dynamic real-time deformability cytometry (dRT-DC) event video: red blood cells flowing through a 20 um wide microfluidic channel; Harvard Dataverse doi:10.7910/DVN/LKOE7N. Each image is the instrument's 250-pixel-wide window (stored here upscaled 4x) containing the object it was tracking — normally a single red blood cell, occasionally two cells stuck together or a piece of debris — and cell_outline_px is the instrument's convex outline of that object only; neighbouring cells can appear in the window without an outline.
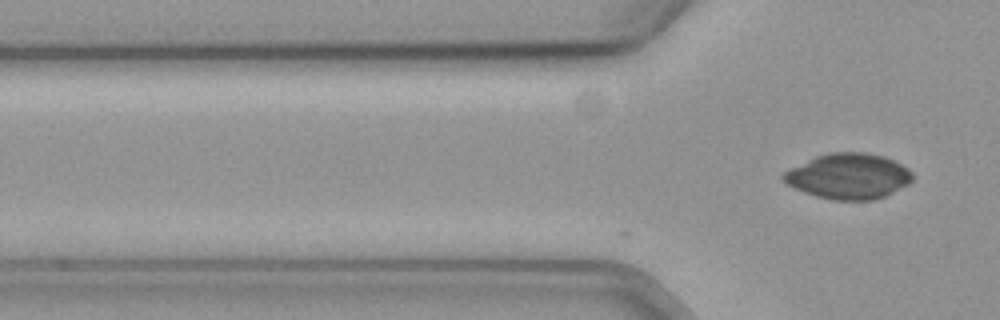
{"species": "common noctule bat (a hibernating species)", "species_latin": "Nyctalus noctula", "temperature_condition": "cold", "stored_images_in_passage": 6, "camera_frame_rate_fps": 3000, "um_per_image_px": 0.085, "animal": {"sex": "female", "body_mass_g": 19.3, "forearm_length_mm": 54.1}, "frame": {"image": 1, "passage_image": 6, "time_ms": 1.667, "image_size_px": [1000, 320], "cell_outline_px": [[912, 180], [908, 184], [884, 196], [872, 200], [832, 200], [816, 196], [804, 192], [780, 180], [780, 176], [784, 172], [816, 156], [828, 152], [864, 152], [884, 156], [908, 168], [912, 172]], "centroid_in_image_um": [72.11, 14.97], "position_along_channel_um": 53.7, "area_um2": 34.04}}